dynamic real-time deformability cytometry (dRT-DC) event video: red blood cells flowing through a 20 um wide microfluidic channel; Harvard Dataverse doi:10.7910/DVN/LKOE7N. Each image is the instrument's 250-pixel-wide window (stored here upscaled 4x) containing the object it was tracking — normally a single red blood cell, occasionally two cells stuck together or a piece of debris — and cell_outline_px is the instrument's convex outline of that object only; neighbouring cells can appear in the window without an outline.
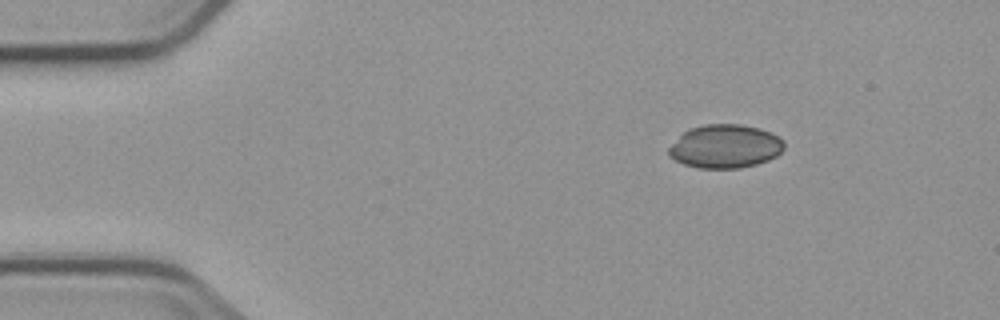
{"species": "common noctule bat (a hibernating species)", "species_latin": "Nyctalus noctula", "temperature_condition": "cold", "stored_images_in_passage": 3, "camera_frame_rate_fps": 3000, "um_per_image_px": 0.085, "animal": {"sex": "male", "body_mass_g": 23.1, "forearm_length_mm": 52.7}, "frame": {"image": 1, "passage_image": 1, "time_ms": 0.0, "image_size_px": [1000, 320], "cell_outline_px": [[784, 148], [776, 156], [768, 160], [756, 164], [740, 168], [700, 168], [684, 164], [668, 156], [668, 148], [688, 128], [704, 124], [740, 124], [760, 128], [772, 132], [780, 136], [784, 140]], "centroid_in_image_um": [61.66, 12.43], "position_along_channel_um": 23.3, "area_um2": 29.42}}